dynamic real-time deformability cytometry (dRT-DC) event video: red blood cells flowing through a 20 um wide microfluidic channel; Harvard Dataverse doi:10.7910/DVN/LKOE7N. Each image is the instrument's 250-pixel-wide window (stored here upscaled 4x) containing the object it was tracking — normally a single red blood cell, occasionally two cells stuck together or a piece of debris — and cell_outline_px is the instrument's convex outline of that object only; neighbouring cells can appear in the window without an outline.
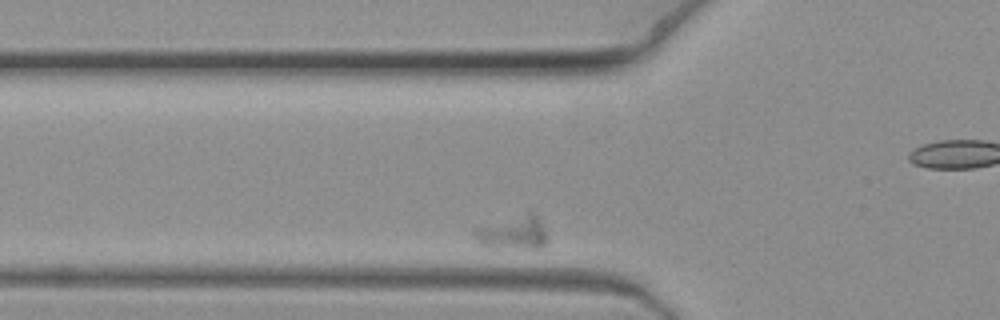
{"species": "common noctule bat (a hibernating species)", "species_latin": "Nyctalus noctula", "temperature_condition": "warm", "stored_images_in_passage": 12, "camera_frame_rate_fps": 3000, "um_per_image_px": 0.085, "animal": {"sex": "female", "body_mass_g": 19.3, "forearm_length_mm": 54.1}, "frame": {"image": 1, "passage_image": 4, "time_ms": 1.0, "image_size_px": [1000, 320], "cell_outline_px": [[548, 244], [540, 248], [496, 248], [480, 244], [476, 240], [476, 228], [528, 212], [532, 212], [536, 216], [544, 228], [548, 236]], "centroid_in_image_um": [43.68, 19.81], "position_along_channel_um": 82.1, "area_um2": 13.99}}
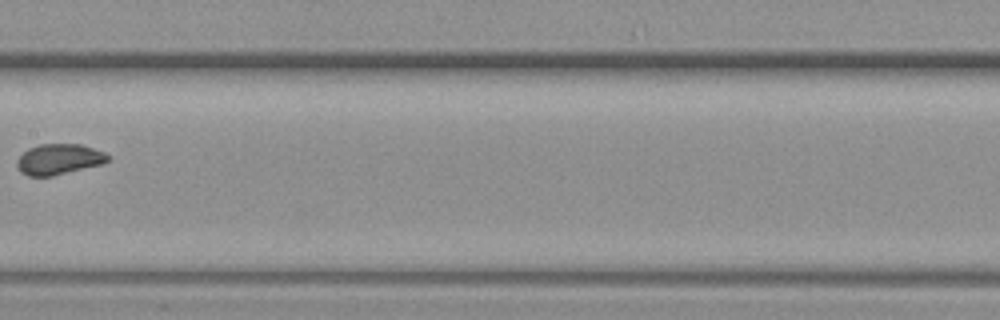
{"frame": {"image": 2, "passage_image": 9, "time_ms": 2.667, "image_size_px": [1000, 320], "cell_outline_px": [[112, 156], [108, 160], [100, 164], [52, 176], [28, 176], [20, 172], [16, 164], [16, 160], [28, 148], [40, 144], [80, 144], [104, 152]], "centroid_in_image_um": [4.98, 13.53], "position_along_channel_um": 202.4, "area_um2": 16.13}}
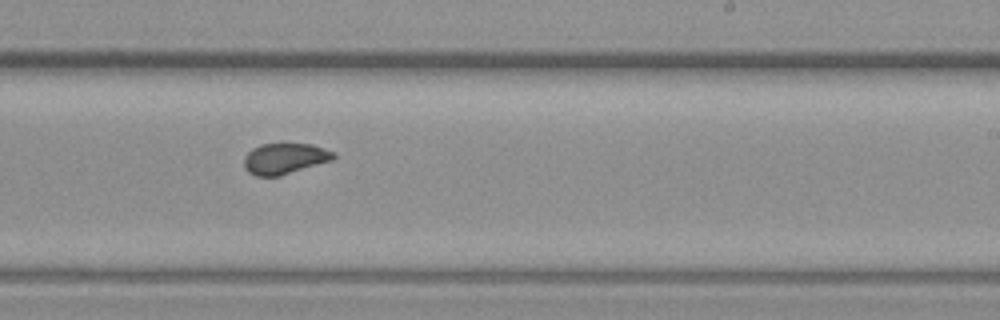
{"frame": {"image": 3, "passage_image": 11, "time_ms": 3.333, "image_size_px": [1000, 320], "cell_outline_px": [[336, 156], [332, 160], [280, 176], [256, 176], [248, 172], [244, 168], [244, 156], [252, 148], [260, 144], [312, 144], [336, 152]], "centroid_in_image_um": [24.19, 13.48], "position_along_channel_um": 264.8, "area_um2": 16.18}}